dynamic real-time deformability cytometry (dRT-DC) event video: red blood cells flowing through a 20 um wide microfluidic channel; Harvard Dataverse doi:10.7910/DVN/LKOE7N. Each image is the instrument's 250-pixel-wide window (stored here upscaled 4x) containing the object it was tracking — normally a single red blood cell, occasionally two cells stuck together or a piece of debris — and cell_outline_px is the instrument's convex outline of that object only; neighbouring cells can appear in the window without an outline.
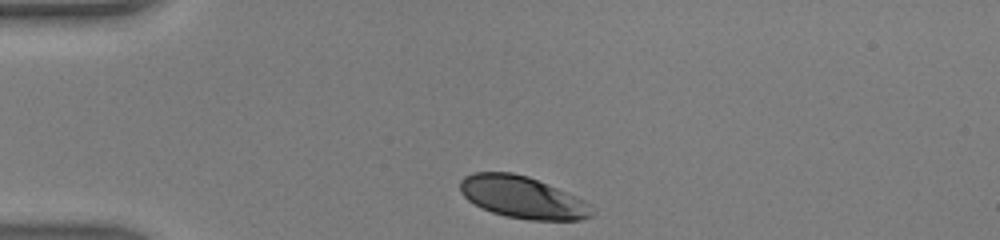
{"species": "human", "species_latin": "Homo sapiens", "temperature_condition": "warm", "stored_images_in_passage": 29, "camera_frame_rate_fps": 3000, "um_per_image_px": 0.085, "donor": {"sex": "male"}, "frame": {"image": 1, "passage_image": 1, "time_ms": 0.0, "image_size_px": [1000, 240], "cell_outline_px": [[592, 216], [580, 220], [528, 220], [508, 216], [492, 212], [468, 200], [460, 192], [460, 180], [464, 176], [472, 172], [512, 172], [528, 176], [576, 196], [592, 204]], "centroid_in_image_um": [44.42, 16.76], "position_along_channel_um": 40.6, "area_um2": 32.19}}
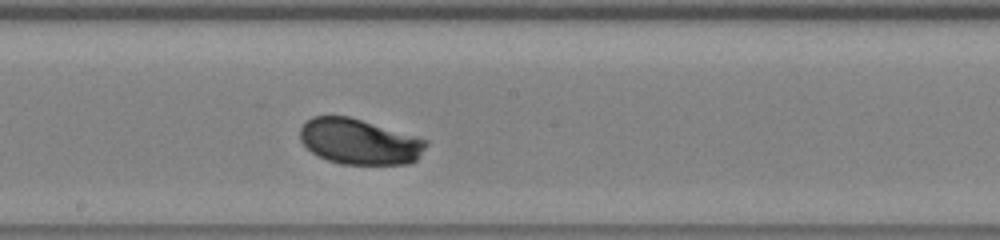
{"frame": {"image": 2, "passage_image": 16, "time_ms": 5.0, "image_size_px": [1000, 240], "cell_outline_px": [[428, 144], [420, 156], [416, 160], [408, 164], [340, 164], [316, 156], [300, 140], [300, 128], [312, 116], [348, 116], [416, 136], [428, 140]], "centroid_in_image_um": [30.55, 12.05], "position_along_channel_um": 217.7, "area_um2": 33.41}}
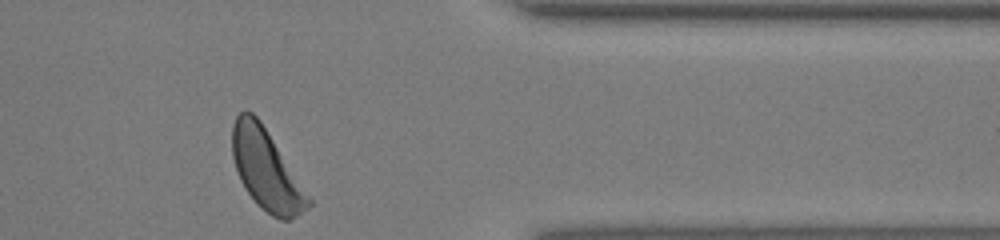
{"frame": {"image": 3, "passage_image": 29, "time_ms": 9.333, "image_size_px": [1000, 240], "cell_outline_px": [[312, 204], [308, 208], [288, 220], [280, 220], [272, 216], [256, 204], [244, 188], [240, 180], [232, 156], [232, 124], [236, 116], [240, 112], [252, 112], [260, 120], [312, 200]], "centroid_in_image_um": [22.61, 14.44], "position_along_channel_um": 388.8, "area_um2": 35.2}, "authors_computed_cell_mechanics": {"area_um2": 33.6974, "velocity_mm_per_s": 4.2989, "shape_relaxation_time_tau1_ms": 1.916, "shape_relaxation_time_tau2_ms": null, "deformation_change_tau1": 0.1216, "deformation_change_tau2": null}}